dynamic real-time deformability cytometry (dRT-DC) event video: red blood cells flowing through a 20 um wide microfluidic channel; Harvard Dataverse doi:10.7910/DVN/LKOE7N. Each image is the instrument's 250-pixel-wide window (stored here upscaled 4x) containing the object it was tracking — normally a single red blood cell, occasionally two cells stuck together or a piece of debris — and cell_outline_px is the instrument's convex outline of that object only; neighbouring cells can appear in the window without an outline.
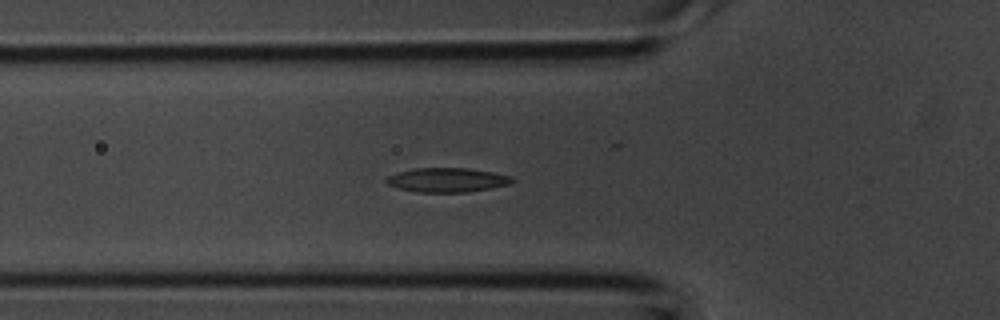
{"species": "common noctule bat (a hibernating species)", "species_latin": "Nyctalus noctula", "temperature_condition": "room temperature", "stored_images_in_passage": 41, "camera_frame_rate_fps": 3000, "um_per_image_px": 0.085, "animal": {"sex": "male", "body_mass_g": 20.1, "forearm_length_mm": 53.5}, "frame": {"image": 1, "passage_image": 13, "time_ms": 4.0, "image_size_px": [1000, 320], "cell_outline_px": [[516, 180], [508, 184], [492, 188], [468, 192], [416, 192], [400, 188], [388, 184], [384, 180], [388, 176], [396, 172], [412, 168], [468, 168], [492, 172], [512, 176]], "centroid_in_image_um": [38.01, 15.29], "position_along_channel_um": 87.8, "area_um2": 17.86}}
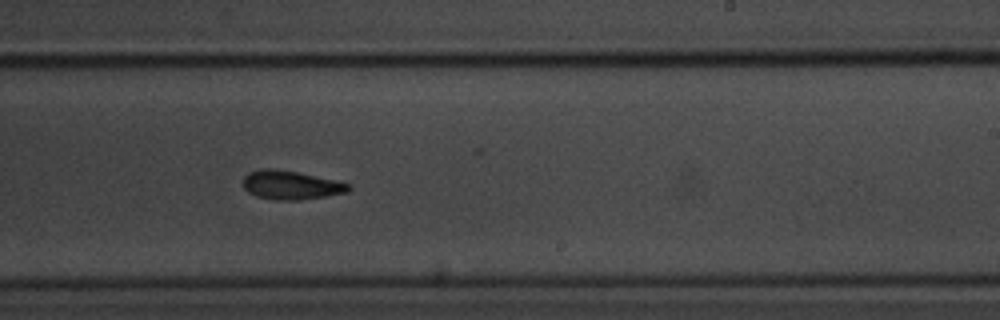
{"frame": {"image": 2, "passage_image": 24, "time_ms": 7.667, "image_size_px": [1000, 320], "cell_outline_px": [[352, 188], [348, 192], [324, 196], [296, 200], [276, 200], [256, 196], [248, 192], [244, 188], [244, 176], [248, 172], [260, 168], [272, 168], [296, 172], [332, 180], [348, 184]], "centroid_in_image_um": [24.67, 15.73], "position_along_channel_um": 264.3, "area_um2": 17.4}}
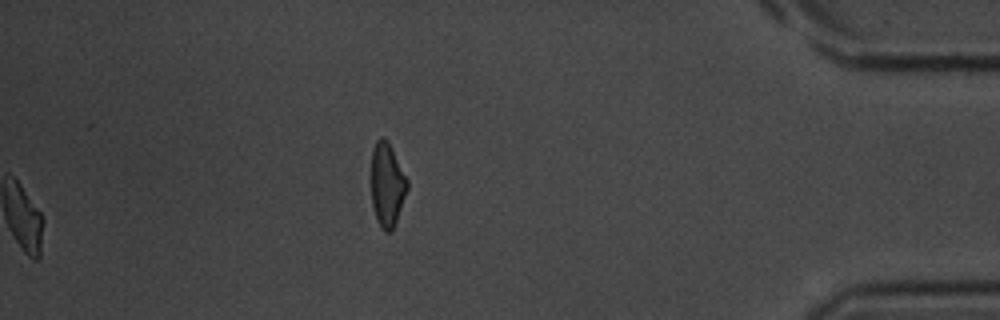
{"frame": {"image": 3, "passage_image": 41, "time_ms": 13.333, "image_size_px": [1000, 320], "cell_outline_px": [[408, 188], [392, 232], [384, 232], [380, 228], [376, 220], [372, 208], [372, 148], [376, 140], [380, 136], [384, 136], [388, 140], [408, 180]], "centroid_in_image_um": [32.9, 15.7], "position_along_channel_um": 402.3, "area_um2": 17.8}}